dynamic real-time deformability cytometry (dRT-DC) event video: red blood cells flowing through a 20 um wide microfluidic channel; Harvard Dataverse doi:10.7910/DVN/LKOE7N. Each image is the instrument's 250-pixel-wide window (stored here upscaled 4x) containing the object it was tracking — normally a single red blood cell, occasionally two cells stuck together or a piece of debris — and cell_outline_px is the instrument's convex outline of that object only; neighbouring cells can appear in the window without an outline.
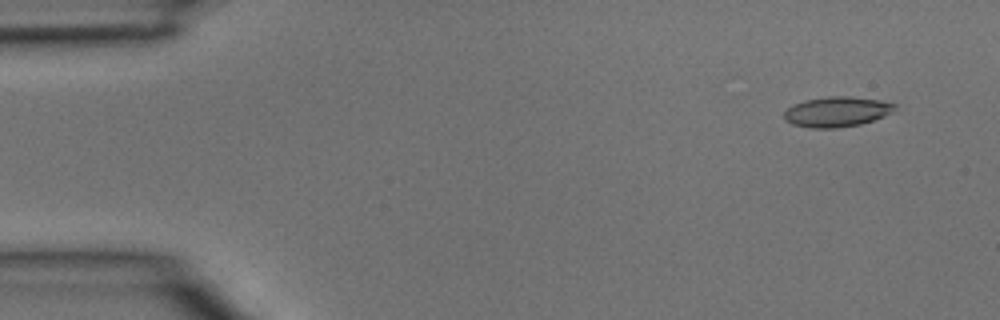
{"species": "common noctule bat (a hibernating species)", "species_latin": "Nyctalus noctula", "temperature_condition": "room temperature", "stored_images_in_passage": 3, "camera_frame_rate_fps": 3000, "um_per_image_px": 0.085, "animal": {"sex": "male", "body_mass_g": 15.6}, "frame": {"image": 1, "passage_image": 1, "time_ms": 0.0, "image_size_px": [1000, 320], "cell_outline_px": [[896, 108], [892, 112], [884, 116], [860, 124], [836, 128], [812, 128], [792, 124], [784, 120], [784, 112], [788, 108], [804, 100], [828, 96], [852, 96], [880, 100], [896, 104]], "centroid_in_image_um": [71.13, 9.49], "position_along_channel_um": 13.9, "area_um2": 19.42}}